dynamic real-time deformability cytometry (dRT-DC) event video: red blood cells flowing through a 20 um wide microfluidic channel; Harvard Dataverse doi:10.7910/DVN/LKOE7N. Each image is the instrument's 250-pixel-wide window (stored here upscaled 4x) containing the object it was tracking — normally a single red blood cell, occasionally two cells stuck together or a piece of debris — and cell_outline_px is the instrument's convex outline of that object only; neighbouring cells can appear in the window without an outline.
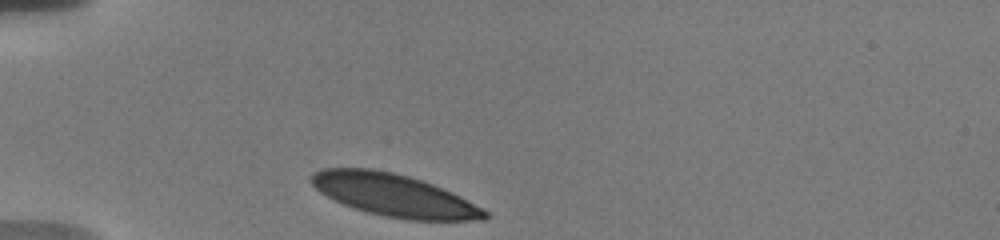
{"species": "human", "species_latin": "Homo sapiens", "temperature_condition": "warm", "stored_images_in_passage": 5, "camera_frame_rate_fps": 3000, "um_per_image_px": 0.085, "donor": {"sex": "male"}, "frame": {"image": 1, "passage_image": 1, "time_ms": 0.0, "image_size_px": [1000, 240], "cell_outline_px": [[488, 216], [484, 220], [408, 220], [384, 216], [368, 212], [344, 204], [320, 192], [308, 180], [312, 172], [320, 168], [372, 168], [392, 172], [408, 176], [432, 184], [452, 192], [484, 208], [488, 212]], "centroid_in_image_um": [33.49, 16.58], "position_along_channel_um": 51.5, "area_um2": 42.77}}